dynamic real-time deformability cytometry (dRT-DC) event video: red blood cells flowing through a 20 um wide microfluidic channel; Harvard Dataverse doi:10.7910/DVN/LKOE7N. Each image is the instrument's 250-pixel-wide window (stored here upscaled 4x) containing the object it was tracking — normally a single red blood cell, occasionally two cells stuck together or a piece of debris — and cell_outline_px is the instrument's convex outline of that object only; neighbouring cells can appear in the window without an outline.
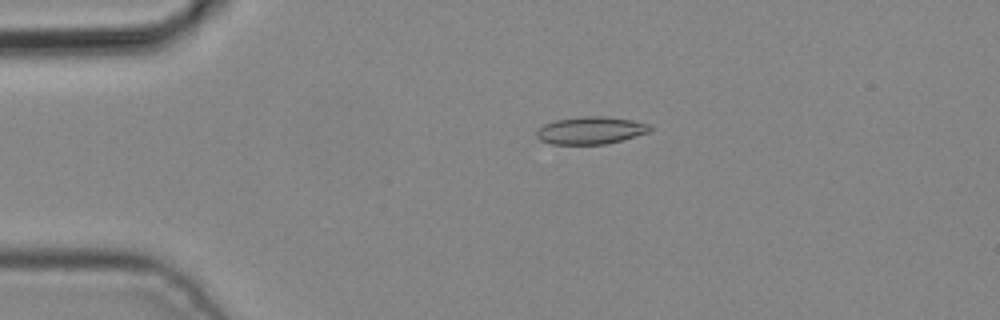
{"species": "common noctule bat (a hibernating species)", "species_latin": "Nyctalus noctula", "temperature_condition": "cold", "stored_images_in_passage": 3, "camera_frame_rate_fps": 3000, "um_per_image_px": 0.085, "animal": {"sex": "male", "body_mass_g": 19.2, "forearm_length_mm": 51.8}, "frame": {"image": 1, "passage_image": 2, "time_ms": 0.333, "image_size_px": [1000, 320], "cell_outline_px": [[652, 128], [648, 132], [608, 144], [552, 144], [540, 140], [536, 136], [536, 132], [544, 124], [556, 120], [580, 116], [604, 116], [632, 120], [652, 124]], "centroid_in_image_um": [50.22, 11.08], "position_along_channel_um": 34.8, "area_um2": 18.15}}